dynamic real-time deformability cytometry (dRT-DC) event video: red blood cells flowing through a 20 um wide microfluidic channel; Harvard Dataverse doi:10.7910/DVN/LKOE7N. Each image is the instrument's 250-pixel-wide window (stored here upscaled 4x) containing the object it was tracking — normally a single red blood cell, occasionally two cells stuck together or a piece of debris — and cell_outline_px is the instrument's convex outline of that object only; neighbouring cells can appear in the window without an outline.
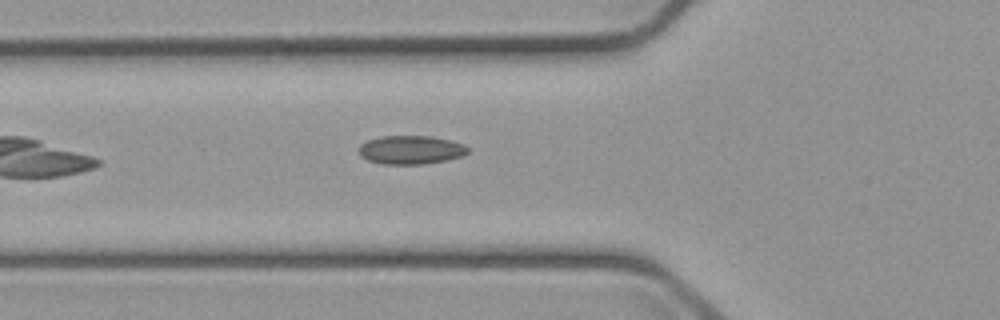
{"species": "common noctule bat (a hibernating species)", "species_latin": "Nyctalus noctula", "temperature_condition": "cold", "stored_images_in_passage": 6, "camera_frame_rate_fps": 3000, "um_per_image_px": 0.085, "animal": {"sex": "male", "body_mass_g": 23.1, "forearm_length_mm": 52.7}, "frame": {"image": 1, "passage_image": 6, "time_ms": 7.0, "image_size_px": [1000, 320], "cell_outline_px": [[468, 152], [460, 156], [444, 160], [424, 164], [380, 164], [368, 160], [360, 156], [360, 144], [368, 140], [380, 136], [428, 136], [448, 140], [464, 144], [468, 148]], "centroid_in_image_um": [34.88, 12.74], "position_along_channel_um": 90.9, "area_um2": 17.98}}